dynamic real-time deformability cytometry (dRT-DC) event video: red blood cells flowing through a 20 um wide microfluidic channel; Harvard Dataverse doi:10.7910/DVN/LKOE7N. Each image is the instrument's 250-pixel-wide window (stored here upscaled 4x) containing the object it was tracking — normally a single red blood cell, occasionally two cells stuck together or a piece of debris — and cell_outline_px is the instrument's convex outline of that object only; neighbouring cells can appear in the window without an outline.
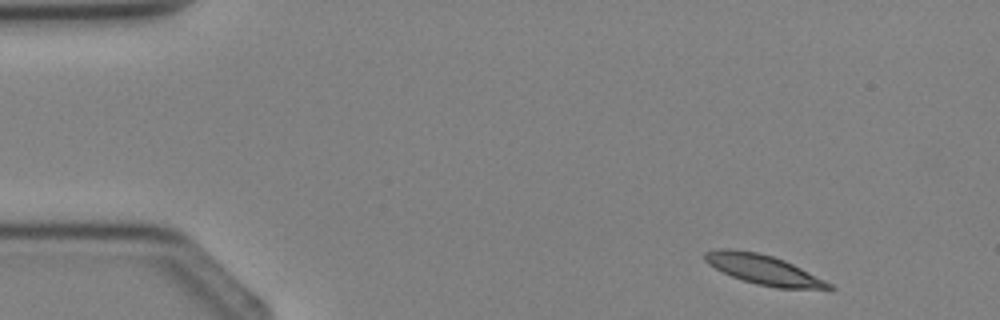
{"species": "Egyptian fruit bat (a non-hibernating species)", "species_latin": "Rousettus aegyptiacus", "temperature_condition": "cold", "stored_images_in_passage": 3, "camera_frame_rate_fps": 3000, "um_per_image_px": 0.085, "animal": {"sex": "female"}, "frame": {"image": 1, "passage_image": 1, "time_ms": 0.0, "image_size_px": [1000, 320], "cell_outline_px": [[836, 288], [776, 288], [756, 284], [732, 276], [708, 264], [704, 260], [704, 252], [716, 248], [732, 248], [756, 252], [772, 256], [784, 260], [832, 284]], "centroid_in_image_um": [64.82, 22.89], "position_along_channel_um": 20.2, "area_um2": 21.1}}
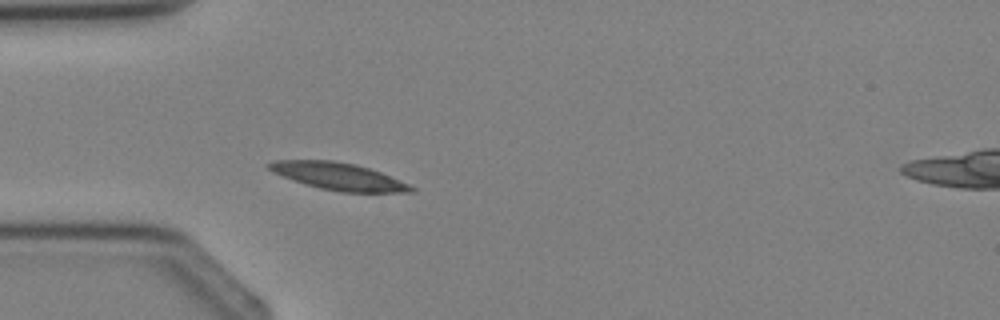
{"frame": {"image": 2, "passage_image": 3, "time_ms": 2.333, "image_size_px": [1000, 320], "cell_outline_px": [[416, 192], [340, 192], [320, 188], [292, 180], [272, 172], [264, 164], [276, 160], [332, 160], [356, 164], [380, 172], [408, 184], [416, 188]], "centroid_in_image_um": [28.73, 14.98], "position_along_channel_um": 56.3, "area_um2": 22.48}}